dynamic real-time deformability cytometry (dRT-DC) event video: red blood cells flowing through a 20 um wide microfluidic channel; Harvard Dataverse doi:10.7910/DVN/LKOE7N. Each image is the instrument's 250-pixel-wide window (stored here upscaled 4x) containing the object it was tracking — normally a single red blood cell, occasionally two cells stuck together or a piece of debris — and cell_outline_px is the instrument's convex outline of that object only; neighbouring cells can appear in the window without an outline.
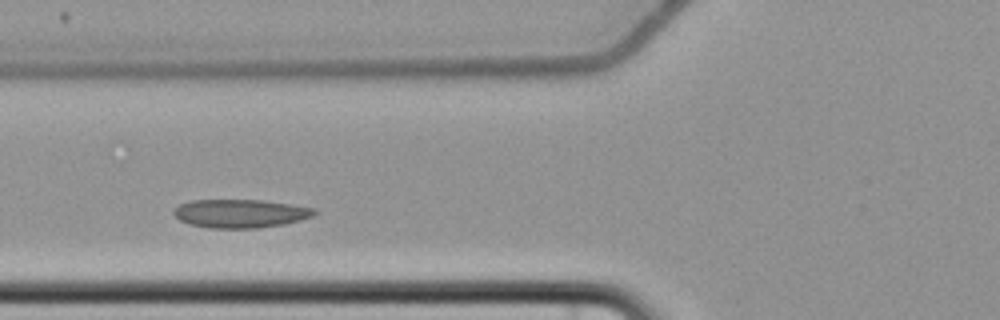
{"species": "common noctule bat (a hibernating species)", "species_latin": "Nyctalus noctula", "temperature_condition": "cold", "stored_images_in_passage": 4, "camera_frame_rate_fps": 3000, "um_per_image_px": 0.085, "animal": {"sex": "female", "body_mass_g": 22.7, "forearm_length_mm": 54.2}, "frame": {"image": 1, "passage_image": 2, "time_ms": 1.333, "image_size_px": [1000, 320], "cell_outline_px": [[316, 212], [312, 216], [300, 220], [284, 224], [256, 228], [208, 228], [188, 224], [180, 220], [172, 212], [172, 208], [180, 204], [192, 200], [264, 200], [292, 204], [316, 208]], "centroid_in_image_um": [20.41, 18.14], "position_along_channel_um": 105.4, "area_um2": 23.47}}
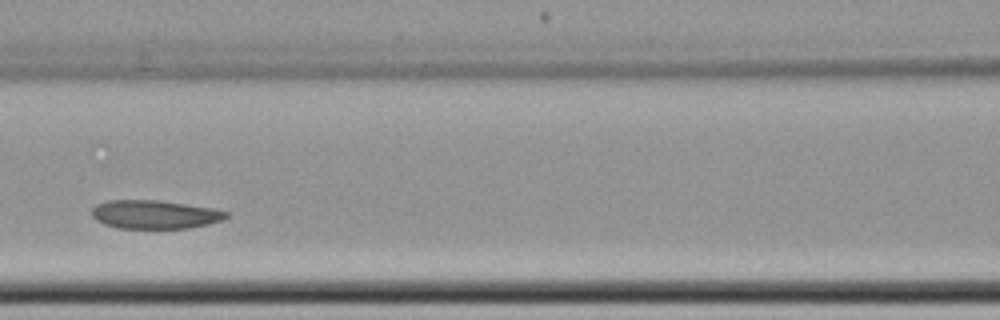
{"frame": {"image": 2, "passage_image": 3, "time_ms": 2.667, "image_size_px": [1000, 320], "cell_outline_px": [[228, 216], [220, 220], [208, 224], [188, 228], [120, 228], [104, 224], [96, 220], [92, 216], [92, 208], [96, 204], [108, 200], [156, 200], [212, 208], [228, 212]], "centroid_in_image_um": [13.11, 18.22], "position_along_channel_um": 153.5, "area_um2": 22.14}}
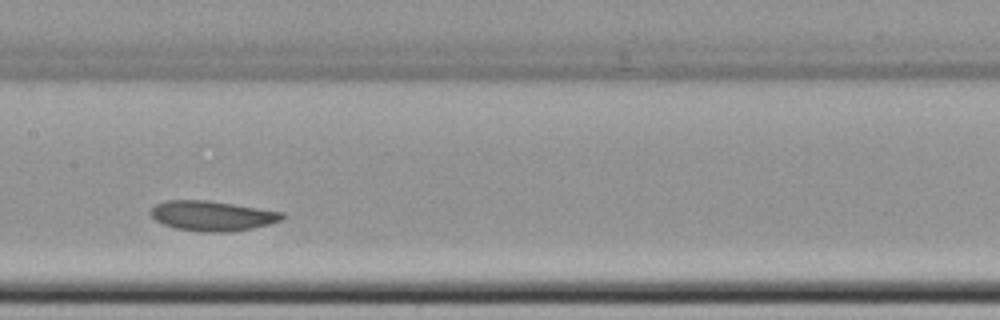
{"frame": {"image": 3, "passage_image": 4, "time_ms": 3.667, "image_size_px": [1000, 320], "cell_outline_px": [[284, 216], [280, 220], [268, 224], [252, 228], [228, 232], [204, 232], [176, 228], [164, 224], [156, 220], [148, 212], [156, 204], [164, 200], [204, 200], [232, 204], [284, 212]], "centroid_in_image_um": [18.0, 18.34], "position_along_channel_um": 189.4, "area_um2": 22.72}}